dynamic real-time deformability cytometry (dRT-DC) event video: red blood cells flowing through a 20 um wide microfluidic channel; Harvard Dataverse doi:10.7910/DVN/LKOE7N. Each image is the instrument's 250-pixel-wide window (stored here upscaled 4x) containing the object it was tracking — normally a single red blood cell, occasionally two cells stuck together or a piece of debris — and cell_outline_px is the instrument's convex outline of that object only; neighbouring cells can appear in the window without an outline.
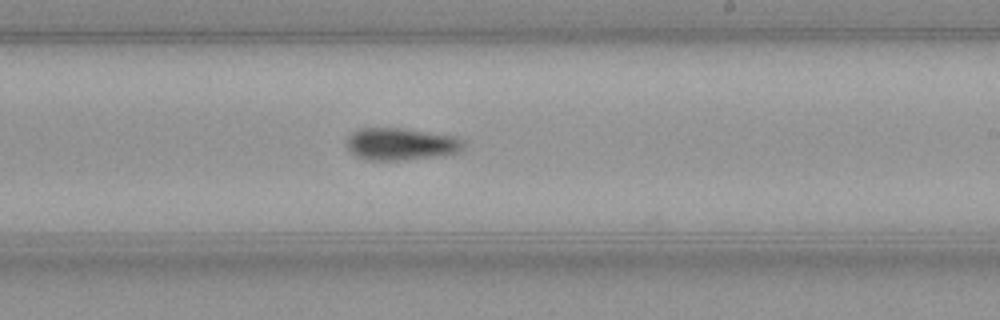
{"species": "common noctule bat (a hibernating species)", "species_latin": "Nyctalus noctula", "temperature_condition": "warm", "stored_images_in_passage": 41, "camera_frame_rate_fps": 3000, "um_per_image_px": 0.085, "animal": {"sex": "female", "body_mass_g": 21.9}, "frame": {"image": 1, "passage_image": 30, "time_ms": 9.667, "image_size_px": [1000, 320], "cell_outline_px": [[464, 148], [460, 152], [444, 156], [400, 160], [364, 160], [356, 156], [344, 144], [348, 136], [352, 132], [360, 128], [400, 128], [456, 136], [464, 140]], "centroid_in_image_um": [34.09, 12.25], "position_along_channel_um": 254.9, "area_um2": 22.31}}